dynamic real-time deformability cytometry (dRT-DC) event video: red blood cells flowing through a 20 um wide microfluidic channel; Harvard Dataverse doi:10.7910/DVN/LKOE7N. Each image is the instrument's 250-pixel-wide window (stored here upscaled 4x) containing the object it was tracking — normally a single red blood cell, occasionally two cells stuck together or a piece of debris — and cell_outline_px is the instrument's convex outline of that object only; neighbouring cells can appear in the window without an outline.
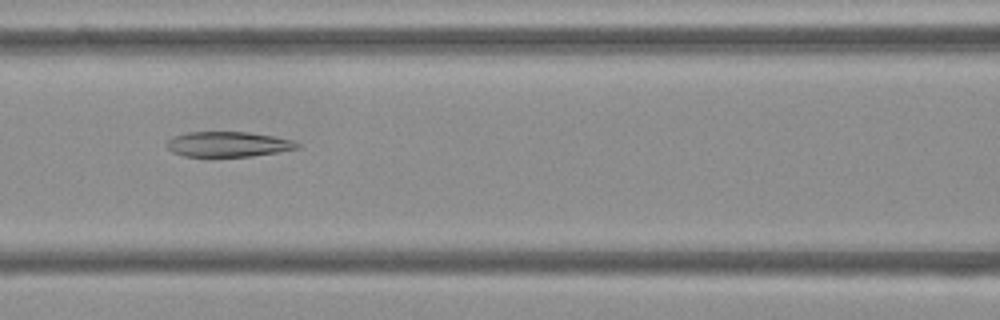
{"species": "Egyptian fruit bat (a non-hibernating species)", "species_latin": "Rousettus aegyptiacus", "temperature_condition": "cold", "stored_images_in_passage": 54, "camera_frame_rate_fps": 3000, "um_per_image_px": 0.085, "frame": {"image": 1, "passage_image": 23, "time_ms": 7.333, "image_size_px": [1000, 320], "cell_outline_px": [[300, 148], [252, 156], [184, 156], [172, 152], [164, 144], [172, 136], [188, 132], [248, 132], [272, 136], [292, 140], [300, 144]], "centroid_in_image_um": [19.35, 12.25], "position_along_channel_um": 147.2, "area_um2": 19.07}}
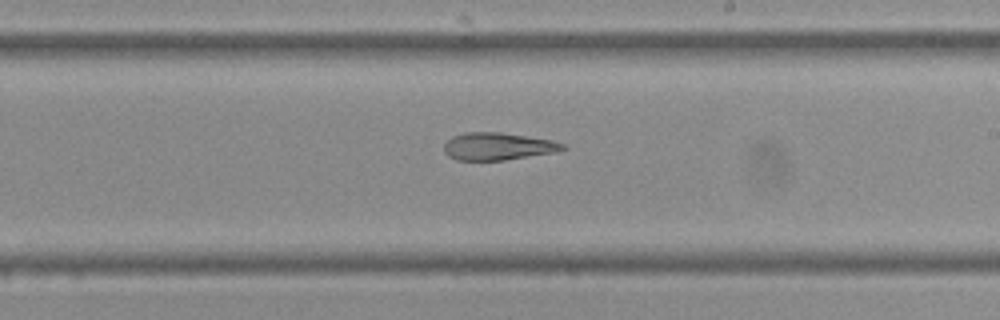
{"frame": {"image": 2, "passage_image": 31, "time_ms": 10.0, "image_size_px": [1000, 320], "cell_outline_px": [[568, 148], [556, 152], [504, 160], [456, 160], [448, 156], [444, 152], [444, 144], [452, 136], [464, 132], [500, 132], [552, 140], [564, 144]], "centroid_in_image_um": [42.3, 12.44], "position_along_channel_um": 246.7, "area_um2": 19.02}}
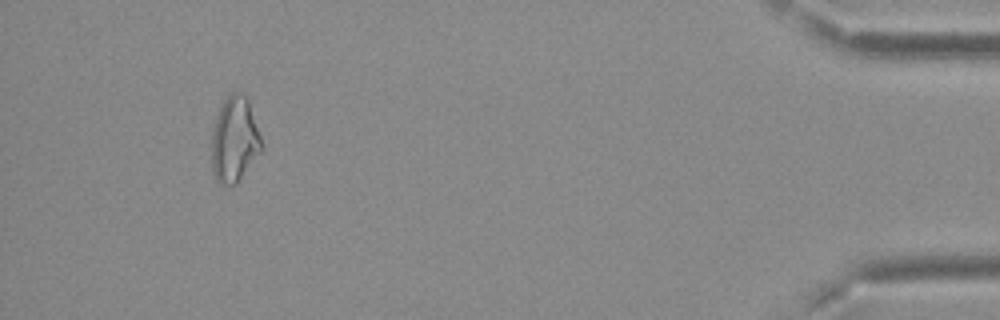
{"frame": {"image": 3, "passage_image": 50, "time_ms": 16.333, "image_size_px": [1000, 320], "cell_outline_px": [[264, 148], [236, 184], [220, 184], [216, 180], [212, 168], [212, 132], [216, 116], [220, 104], [232, 92], [240, 92], [248, 100]], "centroid_in_image_um": [19.93, 11.87], "position_along_channel_um": 415.3, "area_um2": 24.68}, "authors_computed_cell_mechanics": {"area_um2": 22.6287, "velocity_mm_per_s": 3.7336, "shape_relaxation_time_tau1_ms": null, "shape_relaxation_time_tau2_ms": 3.3146, "deformation_change_tau1": null, "deformation_change_tau2": 0.1411}}